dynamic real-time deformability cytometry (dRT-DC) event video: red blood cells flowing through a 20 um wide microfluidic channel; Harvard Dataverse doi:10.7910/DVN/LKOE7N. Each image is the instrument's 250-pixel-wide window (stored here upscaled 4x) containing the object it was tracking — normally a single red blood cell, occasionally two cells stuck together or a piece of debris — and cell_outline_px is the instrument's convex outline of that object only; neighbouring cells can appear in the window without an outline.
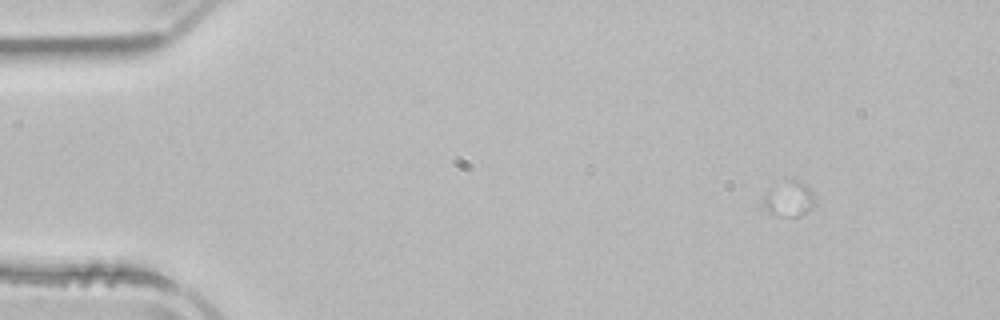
{"species": "common noctule bat (a hibernating species)", "species_latin": "Nyctalus noctula", "temperature_condition": "room temperature", "stored_images_in_passage": 1, "camera_frame_rate_fps": 3000, "um_per_image_px": 0.085, "animal": {"sex": "male", "body_mass_g": 21.5, "forearm_length_mm": 52.0}, "frame": {"image": 1, "passage_image": 1, "time_ms": 0.0, "image_size_px": [1000, 320], "cell_outline_px": [[816, 204], [808, 212], [800, 216], [776, 216], [760, 208], [760, 200], [768, 192], [792, 180], [800, 180], [808, 184], [816, 200]], "centroid_in_image_um": [67.08, 16.97], "position_along_channel_um": 17.9, "area_um2": 10.75}}